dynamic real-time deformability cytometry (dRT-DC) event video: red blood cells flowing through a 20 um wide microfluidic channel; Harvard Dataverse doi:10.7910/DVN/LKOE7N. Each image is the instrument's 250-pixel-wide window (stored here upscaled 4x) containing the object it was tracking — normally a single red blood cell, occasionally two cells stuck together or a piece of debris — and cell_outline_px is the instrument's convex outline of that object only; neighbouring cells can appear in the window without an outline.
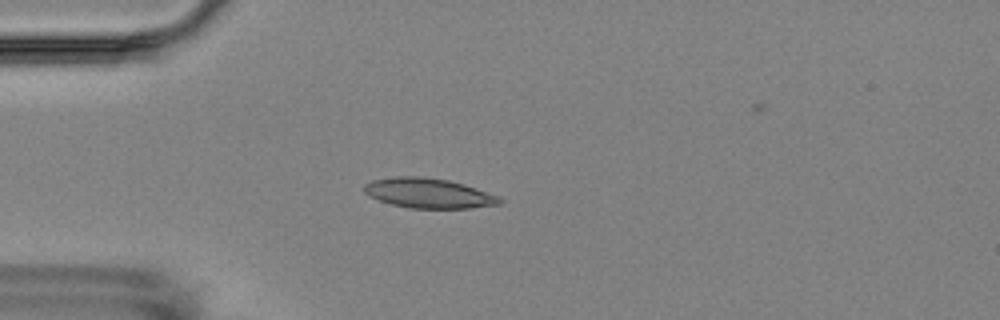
{"species": "Egyptian fruit bat (a non-hibernating species)", "species_latin": "Rousettus aegyptiacus", "temperature_condition": "room temperature", "stored_images_in_passage": 15, "camera_frame_rate_fps": 3000, "um_per_image_px": 0.085, "animal": {"sex": "female"}, "frame": {"image": 1, "passage_image": 3, "time_ms": 4.0, "image_size_px": [1000, 320], "cell_outline_px": [[504, 200], [500, 204], [468, 208], [408, 208], [392, 204], [368, 196], [364, 192], [364, 184], [372, 180], [396, 176], [420, 176], [448, 180], [464, 184], [500, 196]], "centroid_in_image_um": [36.43, 16.42], "position_along_channel_um": 48.6, "area_um2": 23.64}}
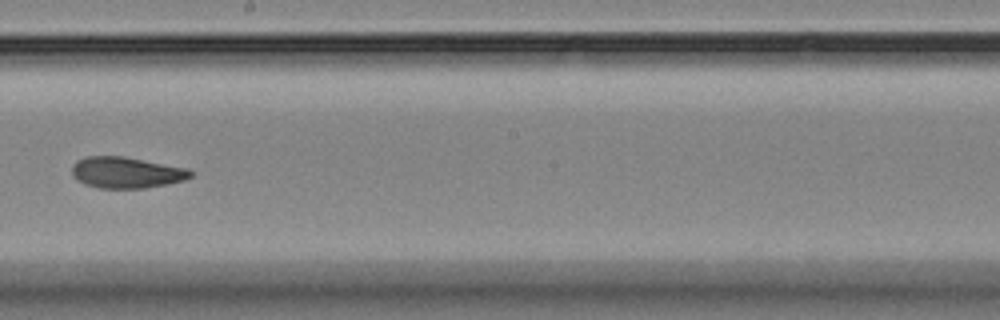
{"frame": {"image": 2, "passage_image": 8, "time_ms": 9.667, "image_size_px": [1000, 320], "cell_outline_px": [[196, 172], [192, 176], [184, 180], [168, 184], [144, 188], [100, 188], [84, 184], [76, 180], [72, 176], [72, 164], [76, 160], [88, 156], [124, 156], [188, 168]], "centroid_in_image_um": [10.75, 14.66], "position_along_channel_um": 237.5, "area_um2": 21.85}}
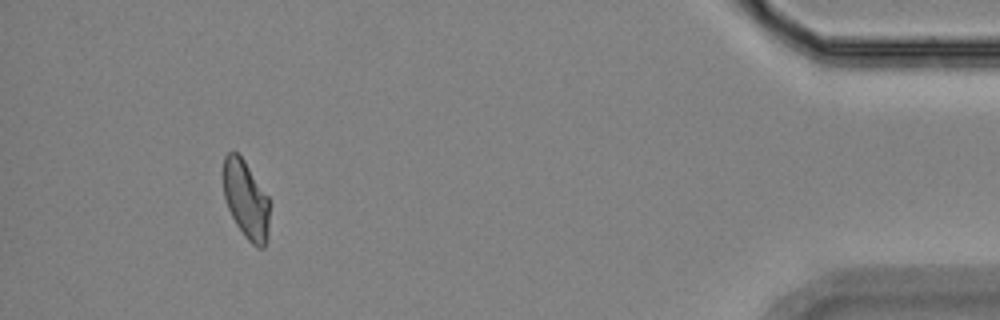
{"frame": {"image": 3, "passage_image": 14, "time_ms": 16.333, "image_size_px": [1000, 320], "cell_outline_px": [[268, 240], [264, 248], [260, 248], [252, 244], [244, 236], [236, 224], [228, 208], [224, 196], [224, 156], [228, 152], [236, 152], [244, 160], [268, 196]], "centroid_in_image_um": [20.91, 17.0], "position_along_channel_um": 414.3, "area_um2": 20.81}, "authors_computed_cell_mechanics": {"area_um2": 21.8484, "velocity_mm_per_s": 3.5772, "shape_relaxation_time_tau1_ms": null, "shape_relaxation_time_tau2_ms": 2.8608, "deformation_change_tau1": null, "deformation_change_tau2": 0.0649}}